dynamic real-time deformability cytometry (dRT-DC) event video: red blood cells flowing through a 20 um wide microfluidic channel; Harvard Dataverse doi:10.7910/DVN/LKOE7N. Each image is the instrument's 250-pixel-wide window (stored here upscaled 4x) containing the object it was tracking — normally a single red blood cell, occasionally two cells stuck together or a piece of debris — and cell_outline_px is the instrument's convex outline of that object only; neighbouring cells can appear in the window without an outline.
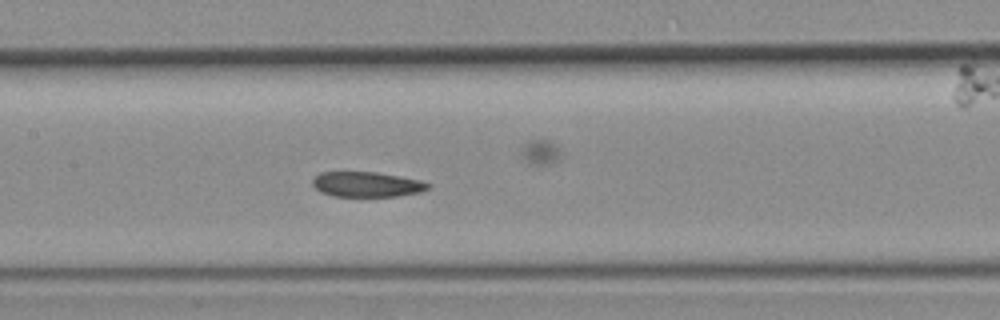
{"species": "common noctule bat (a hibernating species)", "species_latin": "Nyctalus noctula", "temperature_condition": "room temperature", "stored_images_in_passage": 41, "segment_of_instrument_passage": [2, 2], "camera_frame_rate_fps": 3000, "um_per_image_px": 0.085, "animal": {"sex": "female", "body_mass_g": 19.3, "forearm_length_mm": 54.1}, "frame": {"image": 1, "passage_image": 19, "time_ms": 6.0, "image_size_px": [1000, 320], "cell_outline_px": [[432, 184], [428, 188], [420, 192], [396, 196], [332, 196], [320, 192], [312, 184], [312, 180], [320, 172], [376, 172], [400, 176], [420, 180]], "centroid_in_image_um": [31.17, 15.67], "position_along_channel_um": 176.2, "area_um2": 16.88}}
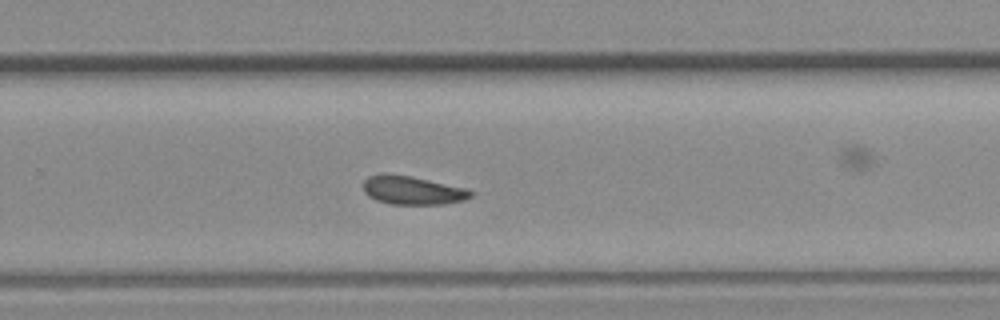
{"frame": {"image": 2, "passage_image": 26, "time_ms": 8.333, "image_size_px": [1000, 320], "cell_outline_px": [[472, 196], [464, 200], [444, 204], [388, 204], [376, 200], [368, 196], [364, 192], [364, 180], [368, 176], [380, 172], [384, 172], [412, 176], [468, 188], [472, 192]], "centroid_in_image_um": [35.03, 16.16], "position_along_channel_um": 294.8, "area_um2": 18.21}}
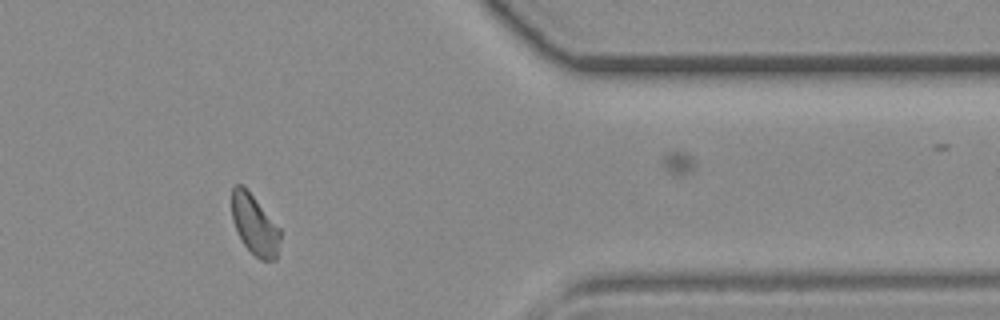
{"frame": {"image": 3, "passage_image": 33, "time_ms": 10.667, "image_size_px": [1000, 320], "cell_outline_px": [[280, 240], [276, 260], [260, 260], [244, 244], [232, 220], [232, 188], [236, 184], [240, 184], [252, 196], [280, 228]], "centroid_in_image_um": [21.65, 19.14], "position_along_channel_um": 389.7, "area_um2": 16.47}}